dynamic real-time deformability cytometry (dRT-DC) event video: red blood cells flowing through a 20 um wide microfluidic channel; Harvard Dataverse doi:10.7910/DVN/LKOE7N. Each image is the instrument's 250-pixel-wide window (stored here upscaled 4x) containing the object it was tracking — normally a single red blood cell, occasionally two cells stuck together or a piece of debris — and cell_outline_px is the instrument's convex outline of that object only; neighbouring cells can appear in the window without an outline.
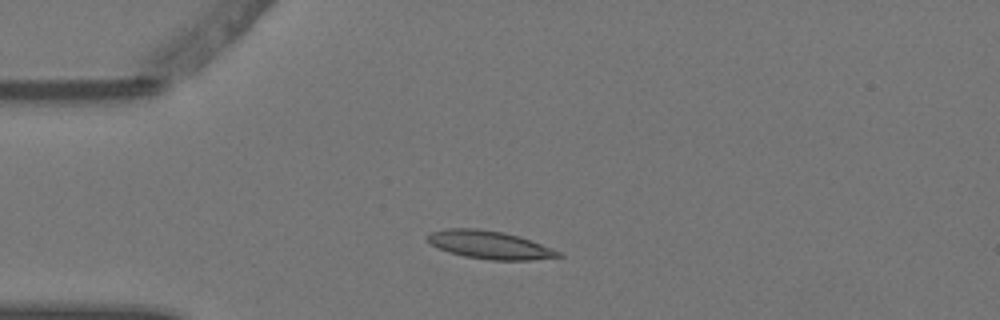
{"species": "Egyptian fruit bat (a non-hibernating species)", "species_latin": "Rousettus aegyptiacus", "temperature_condition": "warm", "stored_images_in_passage": 5, "camera_frame_rate_fps": 3000, "um_per_image_px": 0.085, "animal": {"sex": "female"}, "frame": {"image": 1, "passage_image": 2, "time_ms": 0.333, "image_size_px": [1000, 320], "cell_outline_px": [[564, 256], [532, 260], [492, 260], [464, 256], [448, 252], [436, 248], [424, 240], [432, 232], [448, 228], [476, 228], [504, 232], [520, 236], [560, 252]], "centroid_in_image_um": [41.57, 20.81], "position_along_channel_um": 43.4, "area_um2": 21.39}}
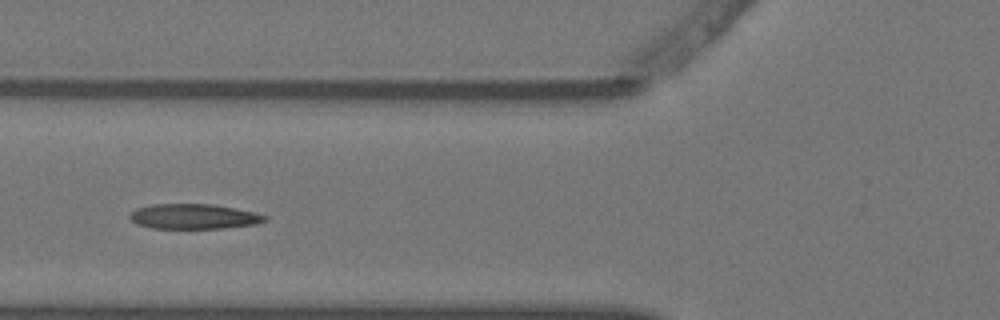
{"frame": {"image": 2, "passage_image": 4, "time_ms": 1.0, "image_size_px": [1000, 320], "cell_outline_px": [[268, 220], [256, 224], [224, 228], [152, 228], [136, 224], [128, 216], [136, 208], [152, 204], [212, 204], [236, 208], [256, 212], [268, 216]], "centroid_in_image_um": [16.5, 18.39], "position_along_channel_um": 109.3, "area_um2": 19.83}}
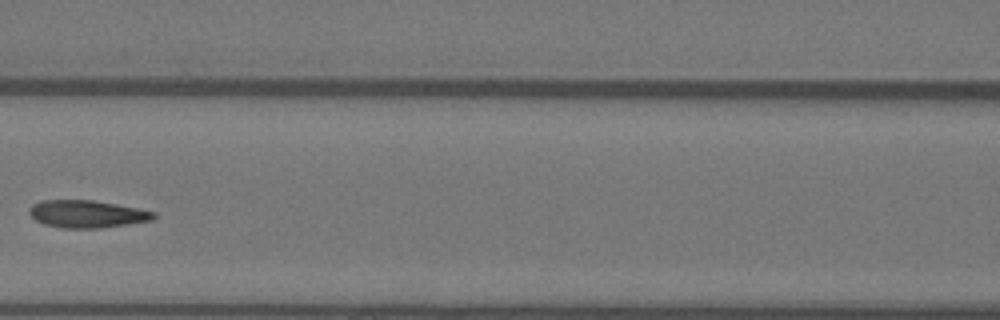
{"frame": {"image": 3, "passage_image": 5, "time_ms": 1.333, "image_size_px": [1000, 320], "cell_outline_px": [[156, 216], [152, 220], [128, 224], [100, 228], [60, 228], [44, 224], [36, 220], [28, 212], [28, 208], [32, 204], [40, 200], [92, 200], [116, 204], [156, 212]], "centroid_in_image_um": [7.36, 18.19], "position_along_channel_um": 159.2, "area_um2": 19.94}}